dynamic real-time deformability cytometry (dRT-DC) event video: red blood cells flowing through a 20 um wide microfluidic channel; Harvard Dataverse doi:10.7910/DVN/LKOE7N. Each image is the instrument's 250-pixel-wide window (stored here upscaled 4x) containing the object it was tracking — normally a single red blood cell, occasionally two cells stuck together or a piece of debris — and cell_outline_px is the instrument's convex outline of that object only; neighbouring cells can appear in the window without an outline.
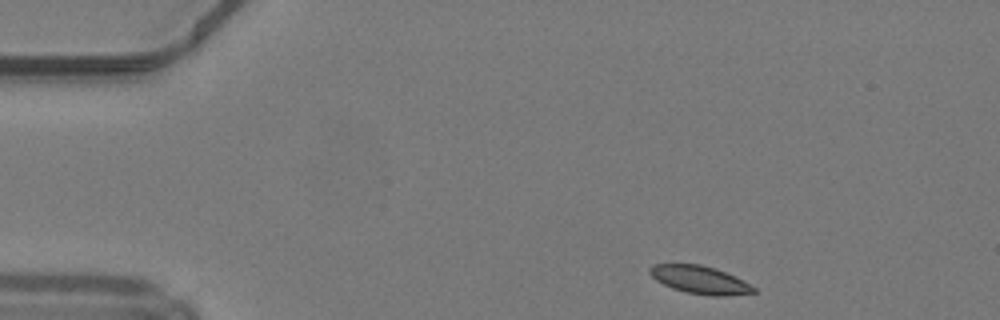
{"species": "common noctule bat (a hibernating species)", "species_latin": "Nyctalus noctula", "temperature_condition": "warm", "stored_images_in_passage": 42, "camera_frame_rate_fps": 3000, "um_per_image_px": 0.085, "animal": {"sex": "male", "body_mass_g": 19.2, "forearm_length_mm": 51.8}, "frame": {"image": 1, "passage_image": 1, "time_ms": 0.0, "image_size_px": [1000, 320], "cell_outline_px": [[756, 292], [728, 296], [712, 296], [688, 292], [672, 288], [656, 280], [648, 272], [648, 268], [652, 264], [700, 264], [716, 268], [756, 288]], "centroid_in_image_um": [59.45, 23.78], "position_along_channel_um": 25.6, "area_um2": 16.65}}
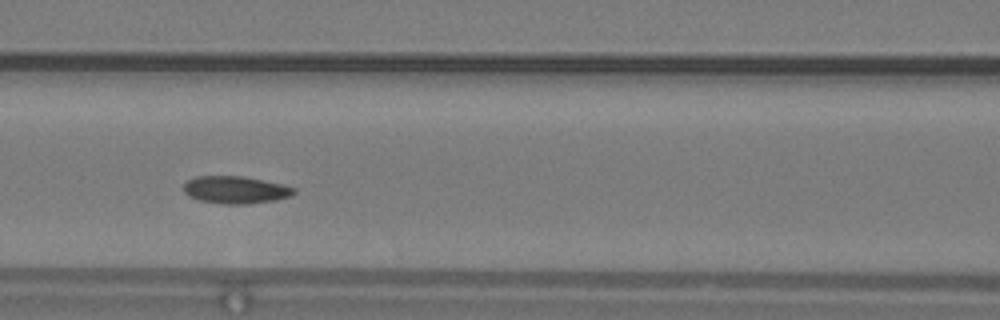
{"frame": {"image": 2, "passage_image": 15, "time_ms": 4.667, "image_size_px": [1000, 320], "cell_outline_px": [[296, 192], [292, 196], [276, 200], [248, 204], [224, 204], [200, 200], [188, 196], [184, 192], [184, 184], [188, 180], [196, 176], [244, 176], [284, 184], [296, 188]], "centroid_in_image_um": [20.06, 16.13], "position_along_channel_um": 146.5, "area_um2": 17.8}}
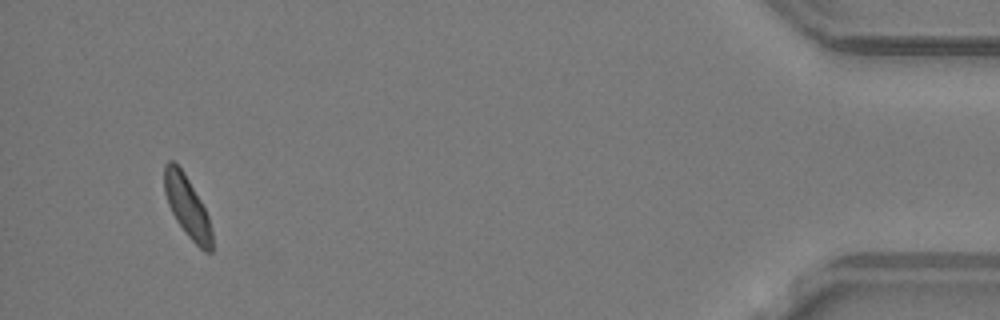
{"frame": {"image": 3, "passage_image": 40, "time_ms": 13.0, "image_size_px": [1000, 320], "cell_outline_px": [[212, 252], [204, 252], [188, 236], [176, 220], [168, 204], [164, 192], [164, 164], [168, 160], [172, 160], [184, 172], [200, 200], [208, 216], [212, 232]], "centroid_in_image_um": [15.9, 17.56], "position_along_channel_um": 419.3, "area_um2": 16.82}, "authors_computed_cell_mechanics": {"area_um2": 17.3978, "velocity_mm_per_s": 4.1894, "shape_relaxation_time_tau1_ms": 4.0783, "shape_relaxation_time_tau2_ms": 5.8627, "deformation_change_tau1": 0.1175, "deformation_change_tau2": 0.1118}}